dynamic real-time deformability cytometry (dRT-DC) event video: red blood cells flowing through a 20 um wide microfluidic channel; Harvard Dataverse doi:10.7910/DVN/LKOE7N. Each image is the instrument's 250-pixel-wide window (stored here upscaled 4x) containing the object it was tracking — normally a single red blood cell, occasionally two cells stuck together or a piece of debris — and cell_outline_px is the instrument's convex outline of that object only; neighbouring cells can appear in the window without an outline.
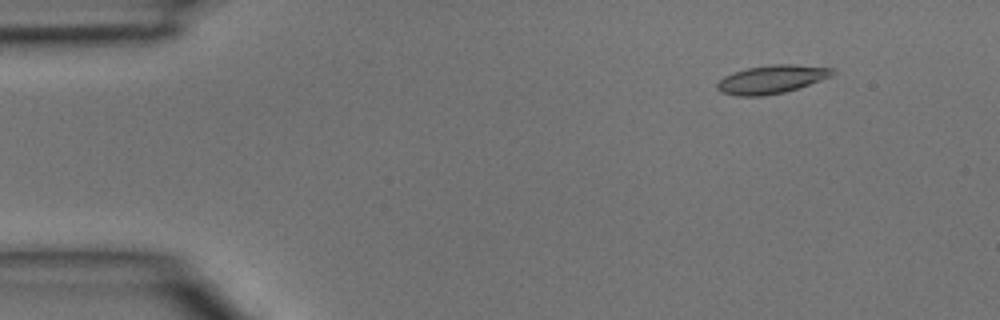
{"species": "common noctule bat (a hibernating species)", "species_latin": "Nyctalus noctula", "temperature_condition": "room temperature", "stored_images_in_passage": 3, "camera_frame_rate_fps": 3000, "um_per_image_px": 0.085, "animal": {"sex": "male", "body_mass_g": 15.6}, "frame": {"image": 1, "passage_image": 1, "time_ms": 0.0, "image_size_px": [1000, 320], "cell_outline_px": [[836, 72], [832, 76], [784, 92], [764, 96], [736, 96], [720, 92], [716, 88], [716, 84], [724, 76], [732, 72], [748, 68], [772, 64], [796, 64], [836, 68]], "centroid_in_image_um": [65.58, 6.73], "position_along_channel_um": 19.4, "area_um2": 19.13}}
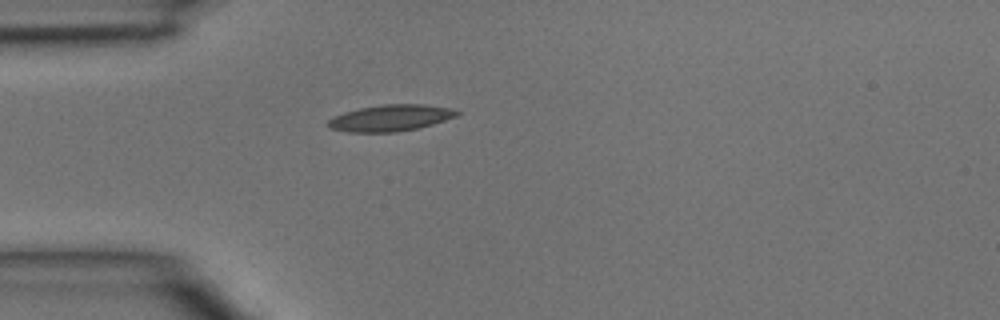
{"frame": {"image": 2, "passage_image": 3, "time_ms": 0.667, "image_size_px": [1000, 320], "cell_outline_px": [[460, 112], [456, 116], [432, 124], [416, 128], [396, 132], [348, 132], [328, 128], [328, 120], [332, 116], [344, 112], [360, 108], [380, 104], [424, 104], [448, 108]], "centroid_in_image_um": [33.13, 10.02], "position_along_channel_um": 51.9, "area_um2": 19.71}}